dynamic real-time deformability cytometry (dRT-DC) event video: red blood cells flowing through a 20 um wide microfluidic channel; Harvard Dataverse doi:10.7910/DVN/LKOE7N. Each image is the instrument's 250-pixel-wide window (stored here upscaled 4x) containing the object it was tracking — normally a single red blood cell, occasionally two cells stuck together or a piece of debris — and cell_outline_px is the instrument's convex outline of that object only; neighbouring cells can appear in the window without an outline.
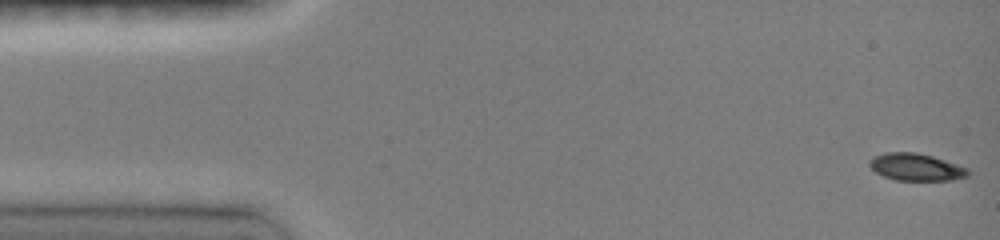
{"species": "common noctule bat (a hibernating species)", "species_latin": "Nyctalus noctula", "temperature_condition": "room temperature", "stored_images_in_passage": 33, "camera_frame_rate_fps": 3000, "um_per_image_px": 0.085, "animal": {"sex": "female", "body_mass_g": 19.0, "forearm_length_mm": 51.5}, "frame": {"image": 1, "passage_image": 1, "time_ms": 0.0, "image_size_px": [1000, 240], "cell_outline_px": [[968, 176], [952, 180], [896, 180], [884, 176], [876, 172], [868, 164], [868, 160], [872, 156], [884, 152], [916, 152], [932, 156], [968, 168]], "centroid_in_image_um": [77.82, 14.19], "position_along_channel_um": 7.2, "area_um2": 15.61}}
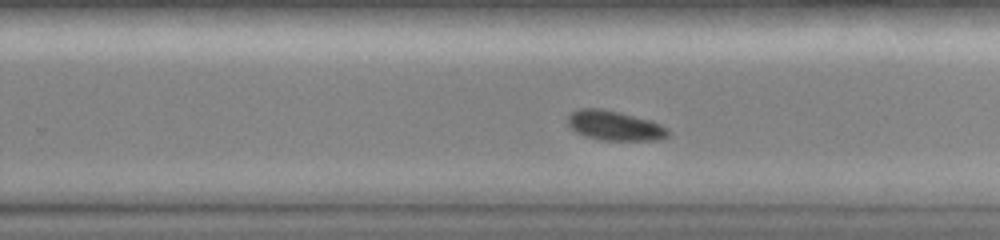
{"frame": {"image": 2, "passage_image": 23, "time_ms": 9.667, "image_size_px": [1000, 240], "cell_outline_px": [[672, 132], [668, 136], [660, 140], [600, 140], [576, 132], [568, 124], [568, 116], [572, 112], [580, 108], [600, 108], [620, 112], [652, 120], [668, 128]], "centroid_in_image_um": [52.31, 10.67], "position_along_channel_um": 277.5, "area_um2": 17.46}}
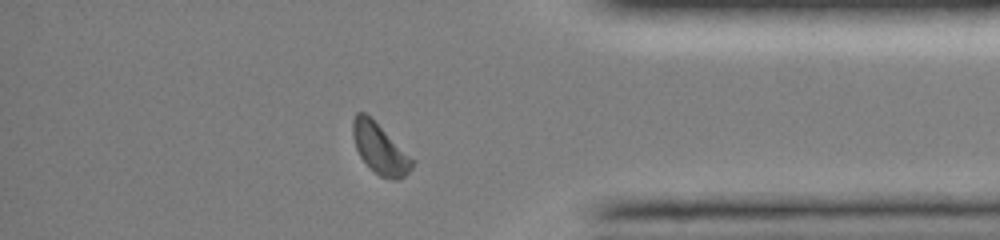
{"frame": {"image": 3, "passage_image": 30, "time_ms": 13.0, "image_size_px": [1000, 240], "cell_outline_px": [[416, 160], [412, 168], [400, 180], [396, 180], [380, 176], [360, 156], [356, 148], [352, 136], [352, 120], [356, 112], [364, 112], [372, 116]], "centroid_in_image_um": [32.31, 12.58], "position_along_channel_um": 402.9, "area_um2": 17.8}, "authors_computed_cell_mechanics": {"area_um2": 17.1088, "velocity_mm_per_s": 4.0055, "shape_relaxation_time_tau1_ms": 1.1547, "shape_relaxation_time_tau2_ms": null, "deformation_change_tau1": 0.1069, "deformation_change_tau2": null}}